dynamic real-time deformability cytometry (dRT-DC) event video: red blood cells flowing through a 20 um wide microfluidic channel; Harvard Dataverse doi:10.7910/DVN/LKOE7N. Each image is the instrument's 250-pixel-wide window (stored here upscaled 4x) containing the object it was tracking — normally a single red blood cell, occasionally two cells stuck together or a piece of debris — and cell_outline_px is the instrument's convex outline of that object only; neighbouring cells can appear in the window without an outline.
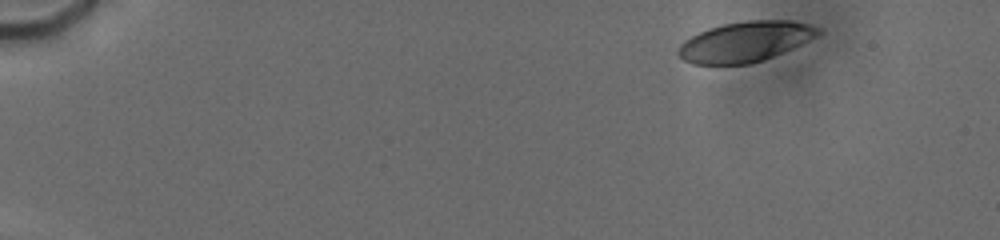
{"species": "human", "species_latin": "Homo sapiens", "temperature_condition": "cold", "stored_images_in_passage": 7, "camera_frame_rate_fps": 3000, "um_per_image_px": 0.085, "donor": {"sex": "male"}, "frame": {"image": 1, "passage_image": 1, "time_ms": 0.0, "image_size_px": [1000, 240], "cell_outline_px": [[820, 32], [816, 36], [792, 48], [772, 56], [748, 64], [692, 64], [684, 60], [676, 52], [680, 44], [684, 40], [700, 32], [724, 24], [748, 20], [788, 20], [808, 24], [820, 28]], "centroid_in_image_um": [63.32, 3.54], "position_along_channel_um": 21.7, "area_um2": 32.25}}